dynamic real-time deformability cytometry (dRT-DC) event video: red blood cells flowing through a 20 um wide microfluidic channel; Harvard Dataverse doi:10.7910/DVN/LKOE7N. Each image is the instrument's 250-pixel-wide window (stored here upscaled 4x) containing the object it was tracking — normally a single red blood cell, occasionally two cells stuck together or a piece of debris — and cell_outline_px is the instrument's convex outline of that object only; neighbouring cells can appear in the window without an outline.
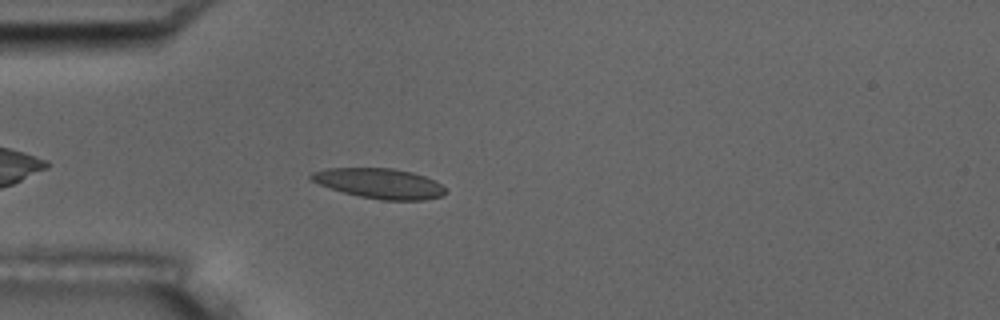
{"species": "common noctule bat (a hibernating species)", "species_latin": "Nyctalus noctula", "temperature_condition": "room temperature", "stored_images_in_passage": 4, "camera_frame_rate_fps": 3000, "um_per_image_px": 0.085, "animal": {"sex": "male", "body_mass_g": 17.5, "forearm_length_mm": 52.3}, "frame": {"image": 1, "passage_image": 4, "time_ms": 3.333, "image_size_px": [1000, 320], "cell_outline_px": [[448, 192], [444, 196], [424, 200], [384, 200], [360, 196], [344, 192], [320, 184], [312, 180], [308, 176], [312, 172], [328, 168], [392, 168], [412, 172], [436, 180]], "centroid_in_image_um": [32.31, 15.59], "position_along_channel_um": 52.7, "area_um2": 23.47}}